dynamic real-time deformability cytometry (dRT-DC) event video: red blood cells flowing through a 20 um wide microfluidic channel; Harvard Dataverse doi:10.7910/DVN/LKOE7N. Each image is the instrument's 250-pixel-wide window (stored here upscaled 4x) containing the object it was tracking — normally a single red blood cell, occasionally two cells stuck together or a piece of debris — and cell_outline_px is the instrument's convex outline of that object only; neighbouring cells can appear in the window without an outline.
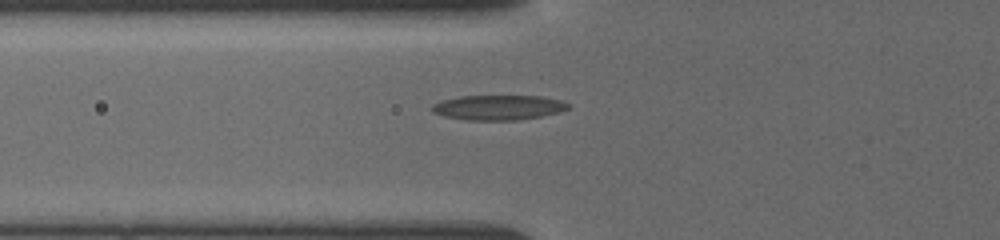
{"species": "common noctule bat (a hibernating species)", "species_latin": "Nyctalus noctula", "temperature_condition": "cold", "stored_images_in_passage": 8, "camera_frame_rate_fps": 3000, "um_per_image_px": 0.085, "animal": {"sex": "female", "body_mass_g": 19.5, "forearm_length_mm": 54.1}, "frame": {"image": 1, "passage_image": 8, "time_ms": 6.0, "image_size_px": [1000, 240], "cell_outline_px": [[572, 104], [568, 108], [556, 112], [540, 116], [516, 120], [468, 120], [444, 116], [432, 112], [428, 108], [432, 104], [440, 100], [460, 96], [540, 96], [560, 100]], "centroid_in_image_um": [42.28, 9.13], "position_along_channel_um": 83.5, "area_um2": 19.77}}